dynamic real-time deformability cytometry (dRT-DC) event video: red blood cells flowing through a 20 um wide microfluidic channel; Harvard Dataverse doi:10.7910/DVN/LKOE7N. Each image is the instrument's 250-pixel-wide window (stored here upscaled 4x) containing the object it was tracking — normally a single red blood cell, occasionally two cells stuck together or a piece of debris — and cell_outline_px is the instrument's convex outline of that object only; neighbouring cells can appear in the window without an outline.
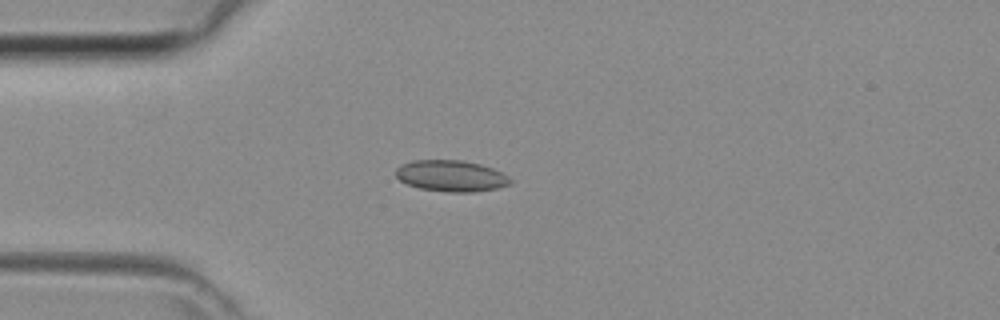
{"species": "common noctule bat (a hibernating species)", "species_latin": "Nyctalus noctula", "temperature_condition": "room temperature", "stored_images_in_passage": 42, "camera_frame_rate_fps": 3000, "um_per_image_px": 0.085, "animal": {"sex": "female", "body_mass_g": 29.2, "forearm_length_mm": 56.3}, "frame": {"image": 1, "passage_image": 10, "time_ms": 3.0, "image_size_px": [1000, 320], "cell_outline_px": [[512, 184], [496, 188], [472, 192], [448, 192], [420, 188], [408, 184], [400, 180], [396, 176], [396, 168], [400, 164], [412, 160], [460, 160], [480, 164], [492, 168], [508, 176], [512, 180]], "centroid_in_image_um": [38.33, 14.94], "position_along_channel_um": 46.7, "area_um2": 20.81}}
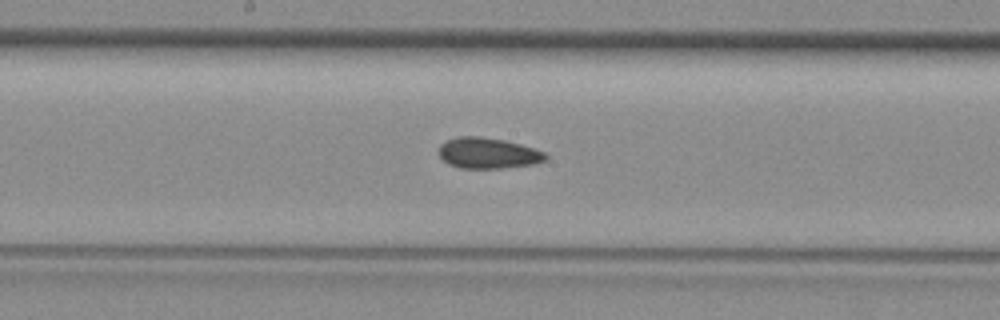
{"frame": {"image": 2, "passage_image": 21, "time_ms": 6.667, "image_size_px": [1000, 320], "cell_outline_px": [[548, 160], [536, 164], [500, 168], [460, 168], [448, 164], [436, 152], [440, 144], [456, 136], [480, 136], [504, 140], [520, 144], [544, 152], [548, 156]], "centroid_in_image_um": [41.46, 13.02], "position_along_channel_um": 206.7, "area_um2": 19.36}}
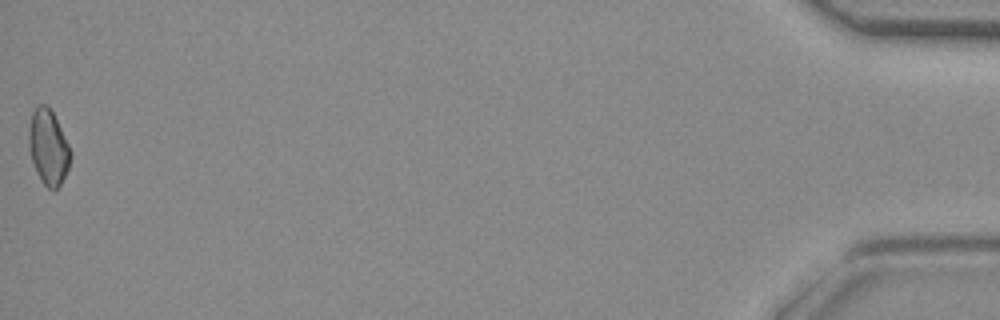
{"frame": {"image": 3, "passage_image": 42, "time_ms": 13.667, "image_size_px": [1000, 320], "cell_outline_px": [[72, 152], [68, 168], [60, 184], [52, 192], [40, 180], [36, 172], [32, 160], [28, 144], [28, 132], [32, 112], [36, 104], [44, 104], [52, 112]], "centroid_in_image_um": [4.08, 12.52], "position_along_channel_um": 431.1, "area_um2": 18.09}}